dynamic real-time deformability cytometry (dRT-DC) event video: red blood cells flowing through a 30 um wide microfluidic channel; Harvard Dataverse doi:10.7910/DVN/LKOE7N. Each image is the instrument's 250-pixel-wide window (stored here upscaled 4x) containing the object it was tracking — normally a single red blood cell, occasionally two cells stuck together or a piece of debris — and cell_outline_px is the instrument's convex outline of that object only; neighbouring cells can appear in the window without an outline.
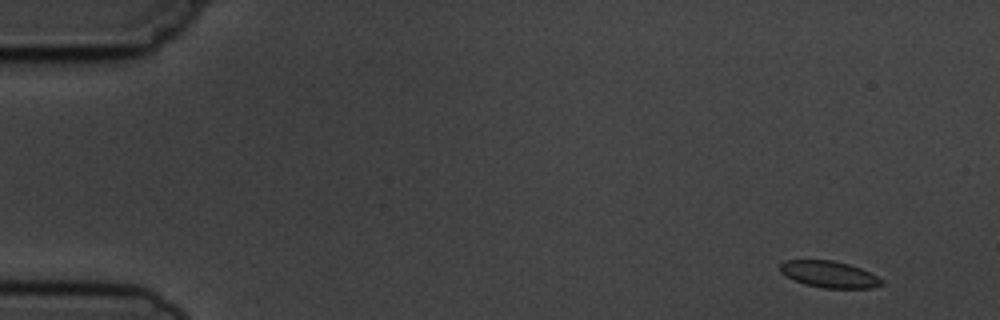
{"species": "common noctule bat (a hibernating species)", "species_latin": "Nyctalus noctula", "temperature_condition": "cold", "stored_images_in_passage": 8, "camera_frame_rate_fps": 3000, "um_per_image_px": 0.085, "animal": {"sex": "male", "body_mass_g": 19.5, "forearm_length_mm": 54.6}, "frame": {"image": 1, "passage_image": 1, "time_ms": 0.0, "image_size_px": [1000, 320], "cell_outline_px": [[884, 284], [872, 288], [824, 288], [804, 284], [792, 280], [780, 272], [780, 264], [784, 260], [832, 260], [848, 264], [860, 268], [884, 280]], "centroid_in_image_um": [70.46, 23.32], "position_along_channel_um": 14.5, "area_um2": 15.78}}
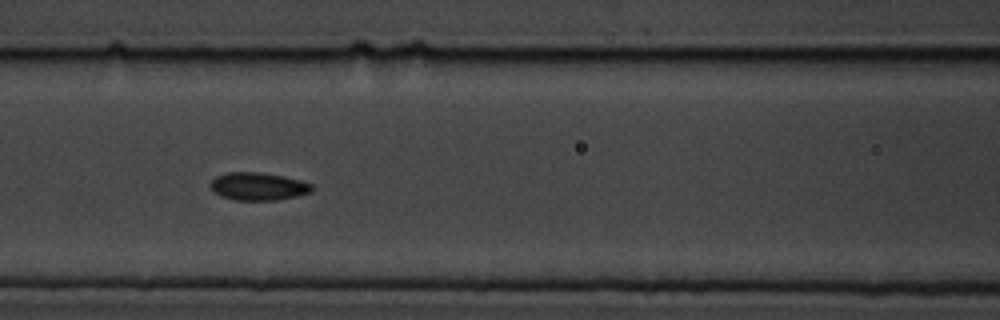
{"frame": {"image": 2, "passage_image": 7, "time_ms": 6.667, "image_size_px": [1000, 320], "cell_outline_px": [[316, 188], [312, 192], [296, 196], [276, 200], [232, 200], [220, 196], [208, 184], [216, 176], [228, 172], [260, 172], [284, 176], [300, 180], [312, 184]], "centroid_in_image_um": [21.97, 15.84], "position_along_channel_um": 144.6, "area_um2": 16.59}}
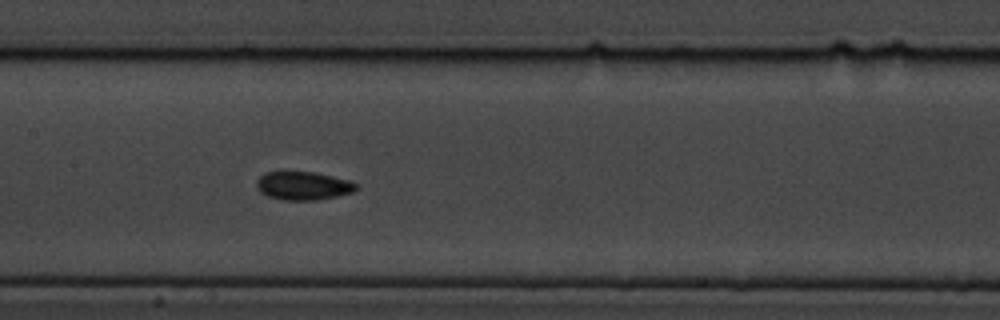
{"frame": {"image": 3, "passage_image": 8, "time_ms": 7.667, "image_size_px": [1000, 320], "cell_outline_px": [[356, 188], [352, 192], [336, 196], [316, 200], [284, 200], [268, 196], [260, 192], [256, 188], [256, 180], [264, 172], [284, 168], [316, 172], [348, 180], [356, 184]], "centroid_in_image_um": [25.66, 15.73], "position_along_channel_um": 181.7, "area_um2": 17.11}}